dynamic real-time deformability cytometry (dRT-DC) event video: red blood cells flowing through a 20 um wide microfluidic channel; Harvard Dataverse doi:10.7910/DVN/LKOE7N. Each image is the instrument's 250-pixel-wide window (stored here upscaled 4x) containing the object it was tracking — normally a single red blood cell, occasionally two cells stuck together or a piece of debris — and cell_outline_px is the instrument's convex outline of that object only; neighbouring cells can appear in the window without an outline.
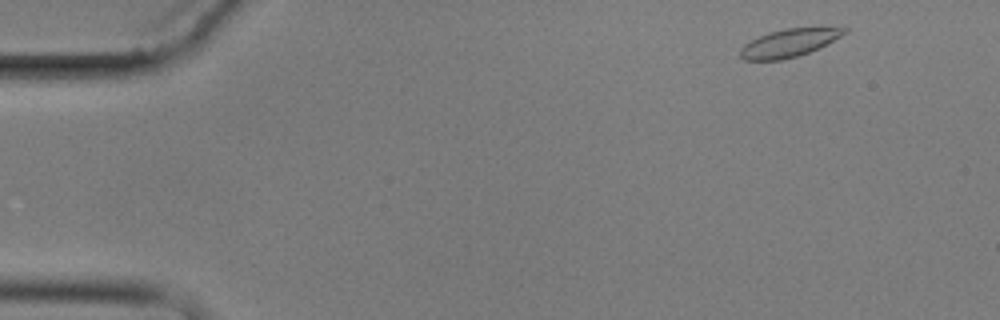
{"species": "common noctule bat (a hibernating species)", "species_latin": "Nyctalus noctula", "temperature_condition": "cold", "stored_images_in_passage": 5, "camera_frame_rate_fps": 3000, "um_per_image_px": 0.085, "animal": {"sex": "male", "body_mass_g": 17.9}, "frame": {"image": 1, "passage_image": 1, "time_ms": 0.0, "image_size_px": [1000, 320], "cell_outline_px": [[848, 32], [828, 44], [808, 52], [796, 56], [780, 60], [744, 60], [740, 56], [740, 48], [744, 44], [768, 32], [788, 28], [848, 28]], "centroid_in_image_um": [67.06, 3.65], "position_along_channel_um": 17.9, "area_um2": 16.7}}
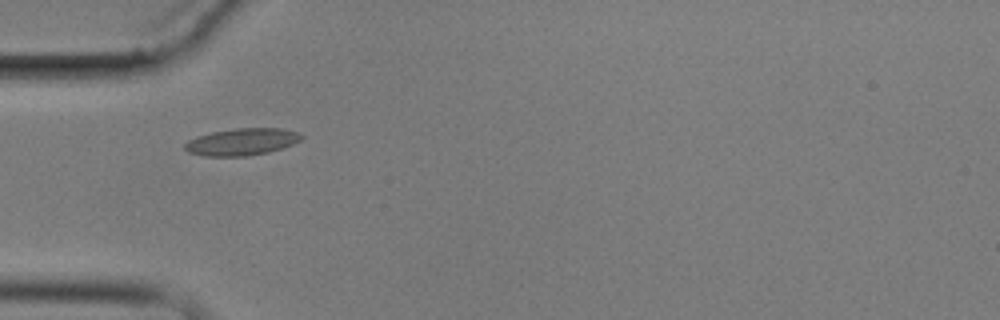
{"frame": {"image": 2, "passage_image": 5, "time_ms": 4.333, "image_size_px": [1000, 320], "cell_outline_px": [[304, 136], [300, 140], [292, 144], [268, 152], [248, 156], [204, 156], [188, 152], [184, 148], [184, 144], [188, 140], [196, 136], [212, 132], [236, 128], [280, 128], [296, 132]], "centroid_in_image_um": [20.52, 12.05], "position_along_channel_um": 64.5, "area_um2": 18.26}}